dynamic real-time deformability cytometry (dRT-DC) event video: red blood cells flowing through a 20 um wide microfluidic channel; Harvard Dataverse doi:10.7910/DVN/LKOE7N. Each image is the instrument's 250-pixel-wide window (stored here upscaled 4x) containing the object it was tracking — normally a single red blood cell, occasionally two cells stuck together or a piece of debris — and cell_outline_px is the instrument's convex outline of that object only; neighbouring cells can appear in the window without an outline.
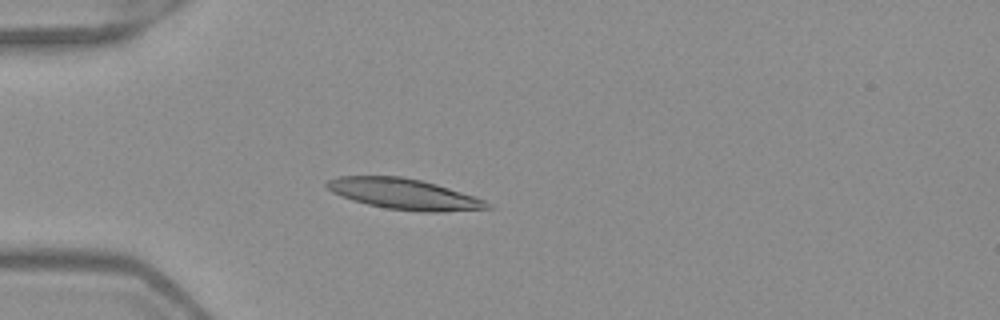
{"species": "Egyptian fruit bat (a non-hibernating species)", "species_latin": "Rousettus aegyptiacus", "temperature_condition": "warm", "stored_images_in_passage": 52, "camera_frame_rate_fps": 3000, "um_per_image_px": 0.085, "frame": {"image": 1, "passage_image": 15, "time_ms": 4.667, "image_size_px": [1000, 320], "cell_outline_px": [[496, 208], [444, 212], [420, 212], [384, 208], [352, 200], [340, 196], [332, 192], [324, 184], [328, 180], [336, 176], [404, 176], [436, 184], [476, 196], [492, 204]], "centroid_in_image_um": [34.38, 16.5], "position_along_channel_um": 50.6, "area_um2": 29.07}}
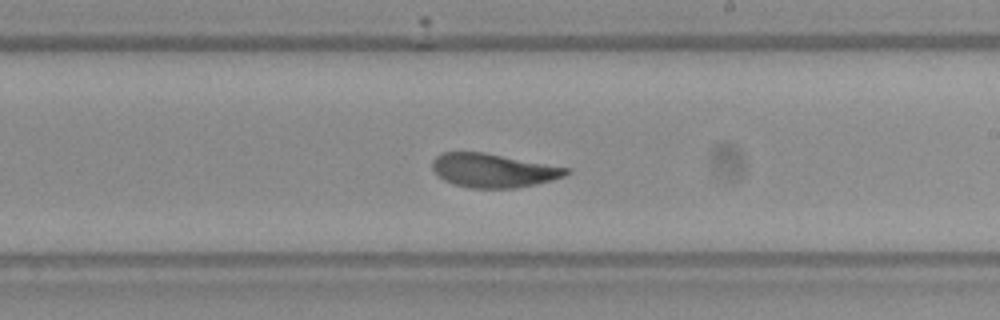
{"frame": {"image": 2, "passage_image": 31, "time_ms": 10.0, "image_size_px": [1000, 320], "cell_outline_px": [[572, 172], [564, 176], [552, 180], [516, 188], [468, 188], [452, 184], [444, 180], [432, 168], [432, 160], [440, 152], [484, 152], [572, 168]], "centroid_in_image_um": [41.95, 14.48], "position_along_channel_um": 247.1, "area_um2": 26.59}}
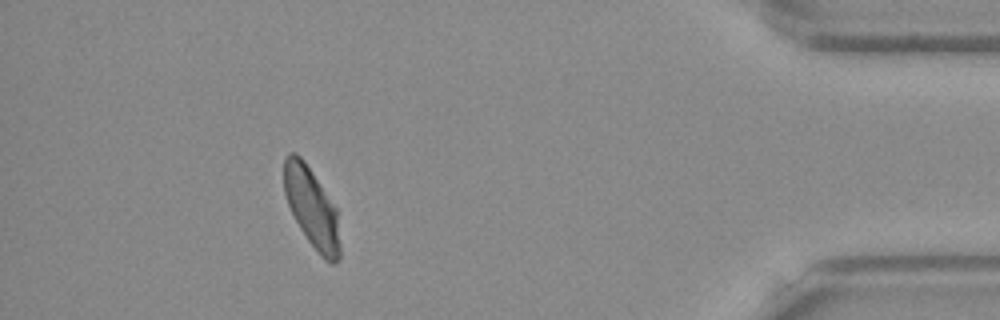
{"frame": {"image": 3, "passage_image": 47, "time_ms": 15.333, "image_size_px": [1000, 320], "cell_outline_px": [[340, 256], [332, 264], [324, 260], [320, 256], [308, 240], [300, 228], [288, 204], [284, 192], [284, 160], [288, 152], [296, 152], [304, 160], [336, 208], [340, 248]], "centroid_in_image_um": [26.49, 17.65], "position_along_channel_um": 408.7, "area_um2": 25.66}, "authors_computed_cell_mechanics": {"area_um2": 27.1371, "velocity_mm_per_s": 3.9641, "shape_relaxation_time_tau1_ms": 6.4169, "shape_relaxation_time_tau2_ms": 1.146, "deformation_change_tau1": 0.2204, "deformation_change_tau2": 0.0871}}